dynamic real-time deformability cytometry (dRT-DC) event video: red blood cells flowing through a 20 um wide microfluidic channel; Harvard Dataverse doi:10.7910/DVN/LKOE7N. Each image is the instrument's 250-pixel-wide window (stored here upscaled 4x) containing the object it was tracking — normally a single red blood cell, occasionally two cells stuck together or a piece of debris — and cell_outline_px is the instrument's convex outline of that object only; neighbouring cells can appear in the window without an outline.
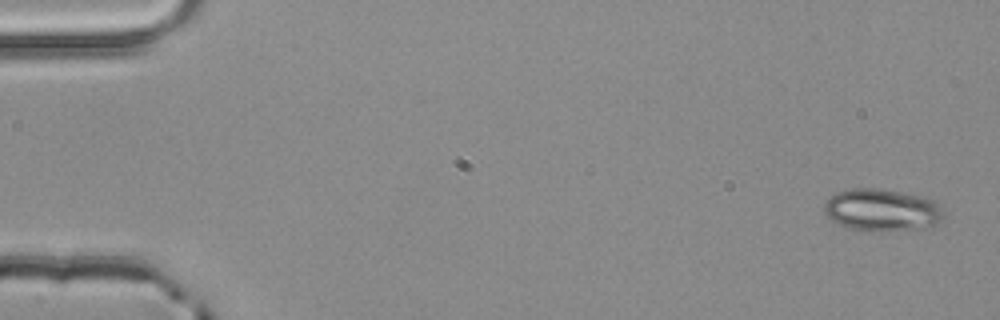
{"species": "common noctule bat (a hibernating species)", "species_latin": "Nyctalus noctula", "temperature_condition": "room temperature", "stored_images_in_passage": 4, "camera_frame_rate_fps": 3000, "um_per_image_px": 0.085, "animal": {"sex": "male", "body_mass_g": 20.4}, "frame": {"image": 1, "passage_image": 1, "time_ms": 0.0, "image_size_px": [1000, 320], "cell_outline_px": [[944, 216], [936, 224], [924, 228], [888, 232], [880, 232], [848, 228], [836, 224], [824, 212], [824, 204], [836, 192], [852, 188], [876, 188], [900, 192], [920, 196], [936, 200], [944, 208]], "centroid_in_image_um": [75.0, 17.87], "position_along_channel_um": 10.0, "area_um2": 29.82}}